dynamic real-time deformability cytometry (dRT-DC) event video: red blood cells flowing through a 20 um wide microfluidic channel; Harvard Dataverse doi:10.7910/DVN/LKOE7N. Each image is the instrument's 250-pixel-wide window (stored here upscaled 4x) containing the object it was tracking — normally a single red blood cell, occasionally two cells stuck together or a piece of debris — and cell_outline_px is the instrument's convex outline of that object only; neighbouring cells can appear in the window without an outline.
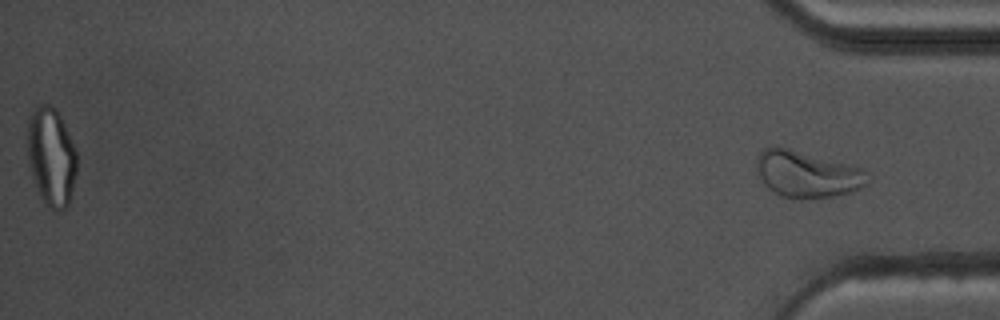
{"species": "common noctule bat (a hibernating species)", "species_latin": "Nyctalus noctula", "temperature_condition": "warm", "stored_images_in_passage": 49, "segment_of_instrument_passage": [2, 2], "camera_frame_rate_fps": 3000, "um_per_image_px": 0.085, "animal": {"sex": "male", "body_mass_g": 17.5, "forearm_length_mm": 52.3}, "frame": {"image": 1, "passage_image": 49, "time_ms": 16.0, "image_size_px": [1000, 320], "cell_outline_px": [[868, 184], [852, 192], [836, 196], [780, 196], [768, 188], [764, 184], [760, 176], [756, 164], [756, 156], [764, 148], [788, 148], [864, 168], [868, 172]], "centroid_in_image_um": [68.64, 14.78], "position_along_channel_um": 366.6, "area_um2": 29.48}}